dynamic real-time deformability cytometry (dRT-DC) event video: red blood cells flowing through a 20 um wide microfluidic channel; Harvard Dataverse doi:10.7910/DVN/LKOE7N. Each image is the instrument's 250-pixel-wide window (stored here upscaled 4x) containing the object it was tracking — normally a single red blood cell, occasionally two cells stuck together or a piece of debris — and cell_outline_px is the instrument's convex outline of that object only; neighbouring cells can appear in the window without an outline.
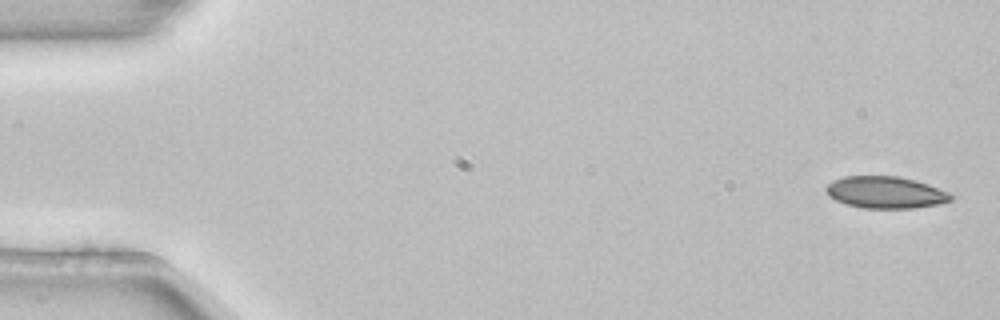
{"species": "common noctule bat (a hibernating species)", "species_latin": "Nyctalus noctula", "temperature_condition": "room temperature", "stored_images_in_passage": 4, "camera_frame_rate_fps": 3000, "um_per_image_px": 0.085, "animal": {"sex": "female", "body_mass_g": 22.7, "forearm_length_mm": 54.2}, "frame": {"image": 1, "passage_image": 1, "time_ms": 0.0, "image_size_px": [1000, 320], "cell_outline_px": [[952, 200], [940, 204], [916, 208], [864, 208], [848, 204], [836, 200], [828, 196], [824, 188], [832, 180], [844, 176], [896, 176], [916, 180], [928, 184], [948, 192], [952, 196]], "centroid_in_image_um": [75.26, 16.35], "position_along_channel_um": 9.7, "area_um2": 23.24}}
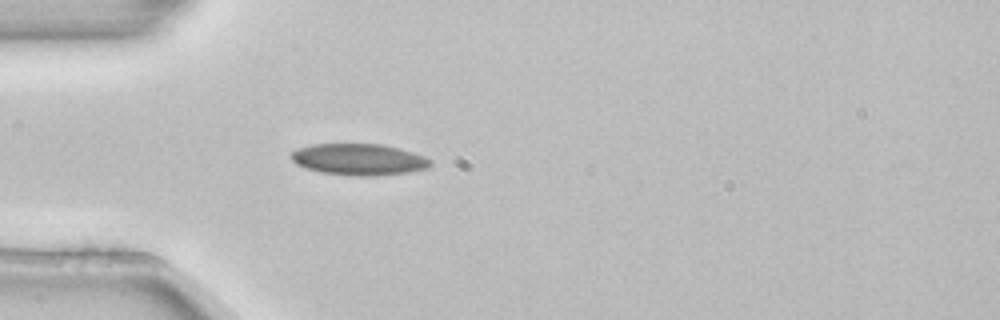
{"frame": {"image": 2, "passage_image": 4, "time_ms": 1.0, "image_size_px": [1000, 320], "cell_outline_px": [[432, 164], [428, 168], [408, 172], [372, 176], [360, 176], [320, 172], [296, 164], [288, 156], [296, 148], [312, 144], [380, 144], [412, 152], [424, 156], [432, 160]], "centroid_in_image_um": [30.48, 13.55], "position_along_channel_um": 54.5, "area_um2": 25.43}}